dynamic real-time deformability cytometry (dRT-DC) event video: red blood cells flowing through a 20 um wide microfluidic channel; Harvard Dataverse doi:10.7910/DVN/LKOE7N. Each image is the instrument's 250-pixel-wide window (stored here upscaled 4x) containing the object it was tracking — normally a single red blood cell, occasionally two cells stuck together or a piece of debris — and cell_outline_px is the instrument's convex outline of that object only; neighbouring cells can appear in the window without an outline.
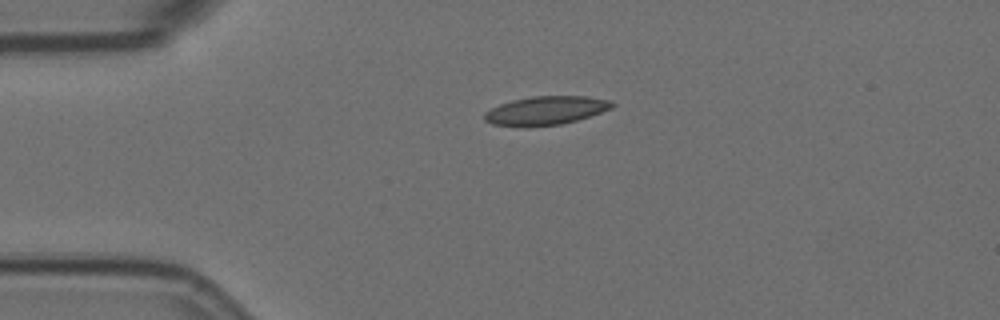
{"species": "Egyptian fruit bat (a non-hibernating species)", "species_latin": "Rousettus aegyptiacus", "temperature_condition": "room temperature", "stored_images_in_passage": 2, "camera_frame_rate_fps": 3000, "um_per_image_px": 0.085, "animal": {"sex": "female"}, "frame": {"image": 1, "passage_image": 1, "time_ms": 0.0, "image_size_px": [1000, 320], "cell_outline_px": [[616, 104], [612, 108], [576, 120], [560, 124], [528, 128], [524, 128], [492, 124], [484, 120], [484, 112], [500, 104], [512, 100], [532, 96], [588, 96], [608, 100]], "centroid_in_image_um": [46.35, 9.41], "position_along_channel_um": 38.7, "area_um2": 21.44}}